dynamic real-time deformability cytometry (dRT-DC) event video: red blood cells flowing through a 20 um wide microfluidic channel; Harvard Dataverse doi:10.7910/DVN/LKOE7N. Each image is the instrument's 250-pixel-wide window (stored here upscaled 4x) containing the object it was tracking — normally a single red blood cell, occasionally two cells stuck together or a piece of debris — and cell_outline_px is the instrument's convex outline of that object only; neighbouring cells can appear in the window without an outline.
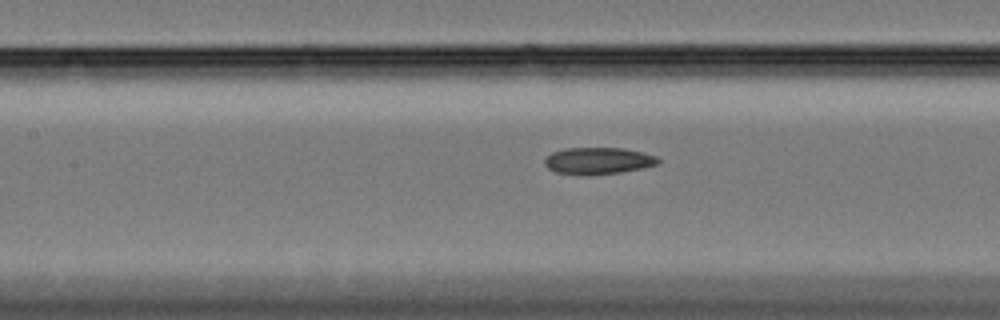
{"species": "Egyptian fruit bat (a non-hibernating species)", "species_latin": "Rousettus aegyptiacus", "temperature_condition": "cold", "stored_images_in_passage": 40, "camera_frame_rate_fps": 3000, "um_per_image_px": 0.085, "animal": {"sex": "female"}, "frame": {"image": 1, "passage_image": 9, "time_ms": 2.667, "image_size_px": [1000, 320], "cell_outline_px": [[660, 164], [644, 168], [620, 172], [556, 172], [548, 168], [544, 164], [544, 160], [552, 152], [564, 148], [624, 148], [644, 152], [656, 156], [660, 160]], "centroid_in_image_um": [50.92, 13.61], "position_along_channel_um": 156.5, "area_um2": 17.05}}
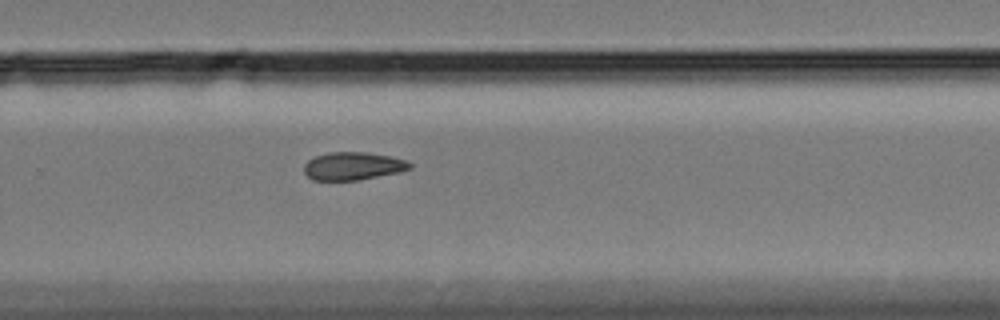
{"frame": {"image": 2, "passage_image": 22, "time_ms": 7.0, "image_size_px": [1000, 320], "cell_outline_px": [[412, 168], [400, 172], [356, 180], [312, 180], [304, 172], [304, 164], [308, 160], [316, 156], [328, 152], [364, 152], [388, 156], [404, 160], [412, 164]], "centroid_in_image_um": [29.98, 14.11], "position_along_channel_um": 299.8, "area_um2": 17.05}}
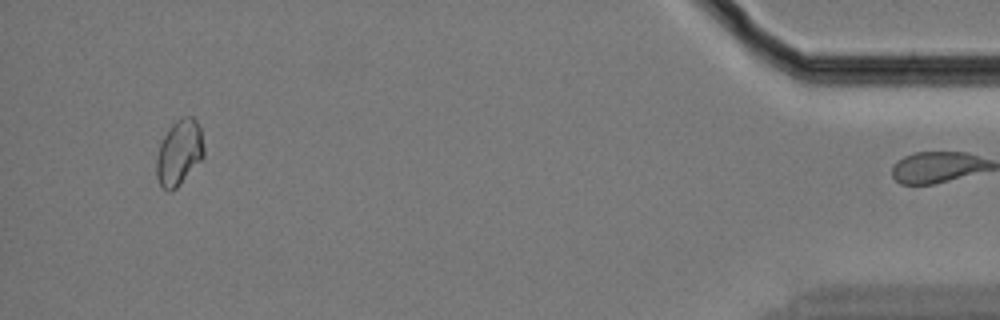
{"frame": {"image": 3, "passage_image": 39, "time_ms": 12.667, "image_size_px": [1000, 320], "cell_outline_px": [[204, 156], [180, 184], [172, 192], [168, 192], [160, 184], [156, 176], [156, 156], [160, 144], [168, 128], [176, 120], [184, 116], [192, 116], [196, 120], [200, 128], [204, 148]], "centroid_in_image_um": [15.22, 12.97], "position_along_channel_um": 420.0, "area_um2": 18.09}}